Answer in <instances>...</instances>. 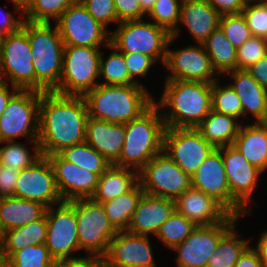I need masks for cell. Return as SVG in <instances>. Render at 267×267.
Returning <instances> with one entry per match:
<instances>
[{"label":"cell","instance_id":"obj_22","mask_svg":"<svg viewBox=\"0 0 267 267\" xmlns=\"http://www.w3.org/2000/svg\"><path fill=\"white\" fill-rule=\"evenodd\" d=\"M175 211V200L143 194L134 211L127 232L155 236L162 224Z\"/></svg>","mask_w":267,"mask_h":267},{"label":"cell","instance_id":"obj_14","mask_svg":"<svg viewBox=\"0 0 267 267\" xmlns=\"http://www.w3.org/2000/svg\"><path fill=\"white\" fill-rule=\"evenodd\" d=\"M241 217L229 214L222 222L213 225H197L192 233L172 251L177 267H206L209 256L214 254L220 239Z\"/></svg>","mask_w":267,"mask_h":267},{"label":"cell","instance_id":"obj_47","mask_svg":"<svg viewBox=\"0 0 267 267\" xmlns=\"http://www.w3.org/2000/svg\"><path fill=\"white\" fill-rule=\"evenodd\" d=\"M124 59L128 68V72L130 75V78L139 85H143L142 81L140 83L138 77L145 78L147 75H149V70H151L152 66L157 65L151 57L147 55H142L138 53H127L123 54Z\"/></svg>","mask_w":267,"mask_h":267},{"label":"cell","instance_id":"obj_29","mask_svg":"<svg viewBox=\"0 0 267 267\" xmlns=\"http://www.w3.org/2000/svg\"><path fill=\"white\" fill-rule=\"evenodd\" d=\"M139 182V172L134 169L111 165L99 176L94 201L103 203L130 191Z\"/></svg>","mask_w":267,"mask_h":267},{"label":"cell","instance_id":"obj_39","mask_svg":"<svg viewBox=\"0 0 267 267\" xmlns=\"http://www.w3.org/2000/svg\"><path fill=\"white\" fill-rule=\"evenodd\" d=\"M183 0H156L154 7L147 14L157 26L163 27L171 37L180 36L179 25L181 4Z\"/></svg>","mask_w":267,"mask_h":267},{"label":"cell","instance_id":"obj_35","mask_svg":"<svg viewBox=\"0 0 267 267\" xmlns=\"http://www.w3.org/2000/svg\"><path fill=\"white\" fill-rule=\"evenodd\" d=\"M33 145L31 150L26 146ZM4 144V145H1ZM0 164L13 170L21 171L31 166L42 155L38 141H27L26 143L18 141L0 142ZM33 150V152H31Z\"/></svg>","mask_w":267,"mask_h":267},{"label":"cell","instance_id":"obj_3","mask_svg":"<svg viewBox=\"0 0 267 267\" xmlns=\"http://www.w3.org/2000/svg\"><path fill=\"white\" fill-rule=\"evenodd\" d=\"M89 117L113 124H126L139 117L155 97L145 86L97 85L84 96Z\"/></svg>","mask_w":267,"mask_h":267},{"label":"cell","instance_id":"obj_25","mask_svg":"<svg viewBox=\"0 0 267 267\" xmlns=\"http://www.w3.org/2000/svg\"><path fill=\"white\" fill-rule=\"evenodd\" d=\"M221 15L206 0H183L180 21L194 43H203L220 26Z\"/></svg>","mask_w":267,"mask_h":267},{"label":"cell","instance_id":"obj_1","mask_svg":"<svg viewBox=\"0 0 267 267\" xmlns=\"http://www.w3.org/2000/svg\"><path fill=\"white\" fill-rule=\"evenodd\" d=\"M88 108L83 96L41 92L38 143L42 156L85 142Z\"/></svg>","mask_w":267,"mask_h":267},{"label":"cell","instance_id":"obj_8","mask_svg":"<svg viewBox=\"0 0 267 267\" xmlns=\"http://www.w3.org/2000/svg\"><path fill=\"white\" fill-rule=\"evenodd\" d=\"M74 210L80 250L86 251V257L103 258L118 231L110 223L102 203L92 198L75 199Z\"/></svg>","mask_w":267,"mask_h":267},{"label":"cell","instance_id":"obj_31","mask_svg":"<svg viewBox=\"0 0 267 267\" xmlns=\"http://www.w3.org/2000/svg\"><path fill=\"white\" fill-rule=\"evenodd\" d=\"M203 45L210 57L212 68L220 77L237 69V50L220 27L208 36Z\"/></svg>","mask_w":267,"mask_h":267},{"label":"cell","instance_id":"obj_43","mask_svg":"<svg viewBox=\"0 0 267 267\" xmlns=\"http://www.w3.org/2000/svg\"><path fill=\"white\" fill-rule=\"evenodd\" d=\"M219 27L236 50L252 36L242 14L222 15Z\"/></svg>","mask_w":267,"mask_h":267},{"label":"cell","instance_id":"obj_54","mask_svg":"<svg viewBox=\"0 0 267 267\" xmlns=\"http://www.w3.org/2000/svg\"><path fill=\"white\" fill-rule=\"evenodd\" d=\"M234 267H264V264L250 245L237 260Z\"/></svg>","mask_w":267,"mask_h":267},{"label":"cell","instance_id":"obj_40","mask_svg":"<svg viewBox=\"0 0 267 267\" xmlns=\"http://www.w3.org/2000/svg\"><path fill=\"white\" fill-rule=\"evenodd\" d=\"M79 0H32L23 11L25 21L32 23L55 22L63 12Z\"/></svg>","mask_w":267,"mask_h":267},{"label":"cell","instance_id":"obj_49","mask_svg":"<svg viewBox=\"0 0 267 267\" xmlns=\"http://www.w3.org/2000/svg\"><path fill=\"white\" fill-rule=\"evenodd\" d=\"M18 176V170L0 164V198L14 196Z\"/></svg>","mask_w":267,"mask_h":267},{"label":"cell","instance_id":"obj_57","mask_svg":"<svg viewBox=\"0 0 267 267\" xmlns=\"http://www.w3.org/2000/svg\"><path fill=\"white\" fill-rule=\"evenodd\" d=\"M32 0H10V2L14 6L15 13L23 16V11L27 8V6L31 3Z\"/></svg>","mask_w":267,"mask_h":267},{"label":"cell","instance_id":"obj_61","mask_svg":"<svg viewBox=\"0 0 267 267\" xmlns=\"http://www.w3.org/2000/svg\"><path fill=\"white\" fill-rule=\"evenodd\" d=\"M4 234L3 226L1 224V219H0V235Z\"/></svg>","mask_w":267,"mask_h":267},{"label":"cell","instance_id":"obj_16","mask_svg":"<svg viewBox=\"0 0 267 267\" xmlns=\"http://www.w3.org/2000/svg\"><path fill=\"white\" fill-rule=\"evenodd\" d=\"M215 149L195 128H166L165 152L190 177Z\"/></svg>","mask_w":267,"mask_h":267},{"label":"cell","instance_id":"obj_53","mask_svg":"<svg viewBox=\"0 0 267 267\" xmlns=\"http://www.w3.org/2000/svg\"><path fill=\"white\" fill-rule=\"evenodd\" d=\"M56 267H106L101 257H85L78 260L58 262Z\"/></svg>","mask_w":267,"mask_h":267},{"label":"cell","instance_id":"obj_50","mask_svg":"<svg viewBox=\"0 0 267 267\" xmlns=\"http://www.w3.org/2000/svg\"><path fill=\"white\" fill-rule=\"evenodd\" d=\"M24 21L23 16L17 18L11 11L0 8V36L16 32Z\"/></svg>","mask_w":267,"mask_h":267},{"label":"cell","instance_id":"obj_44","mask_svg":"<svg viewBox=\"0 0 267 267\" xmlns=\"http://www.w3.org/2000/svg\"><path fill=\"white\" fill-rule=\"evenodd\" d=\"M267 55V39L251 36L237 49V69L247 70Z\"/></svg>","mask_w":267,"mask_h":267},{"label":"cell","instance_id":"obj_15","mask_svg":"<svg viewBox=\"0 0 267 267\" xmlns=\"http://www.w3.org/2000/svg\"><path fill=\"white\" fill-rule=\"evenodd\" d=\"M175 41V38L170 37L167 44L164 68L168 70L169 74L165 80L213 83L220 77L212 68L210 57L203 43L173 50L170 46Z\"/></svg>","mask_w":267,"mask_h":267},{"label":"cell","instance_id":"obj_26","mask_svg":"<svg viewBox=\"0 0 267 267\" xmlns=\"http://www.w3.org/2000/svg\"><path fill=\"white\" fill-rule=\"evenodd\" d=\"M85 141L113 165L122 153L125 125L88 117Z\"/></svg>","mask_w":267,"mask_h":267},{"label":"cell","instance_id":"obj_12","mask_svg":"<svg viewBox=\"0 0 267 267\" xmlns=\"http://www.w3.org/2000/svg\"><path fill=\"white\" fill-rule=\"evenodd\" d=\"M139 182L145 194L173 200L191 187V177L163 151L139 172Z\"/></svg>","mask_w":267,"mask_h":267},{"label":"cell","instance_id":"obj_36","mask_svg":"<svg viewBox=\"0 0 267 267\" xmlns=\"http://www.w3.org/2000/svg\"><path fill=\"white\" fill-rule=\"evenodd\" d=\"M111 50L107 58L101 51L99 82L102 85H132L136 84L129 75L123 53L119 52L113 45L107 46ZM106 58V59H105Z\"/></svg>","mask_w":267,"mask_h":267},{"label":"cell","instance_id":"obj_59","mask_svg":"<svg viewBox=\"0 0 267 267\" xmlns=\"http://www.w3.org/2000/svg\"><path fill=\"white\" fill-rule=\"evenodd\" d=\"M140 1V6L142 10L148 14L150 10L154 7L155 1L156 0H139Z\"/></svg>","mask_w":267,"mask_h":267},{"label":"cell","instance_id":"obj_58","mask_svg":"<svg viewBox=\"0 0 267 267\" xmlns=\"http://www.w3.org/2000/svg\"><path fill=\"white\" fill-rule=\"evenodd\" d=\"M0 267H8V257L6 254L3 235H0Z\"/></svg>","mask_w":267,"mask_h":267},{"label":"cell","instance_id":"obj_34","mask_svg":"<svg viewBox=\"0 0 267 267\" xmlns=\"http://www.w3.org/2000/svg\"><path fill=\"white\" fill-rule=\"evenodd\" d=\"M235 224L219 241L214 254H211L206 267H234L243 252L251 245L250 238L238 236Z\"/></svg>","mask_w":267,"mask_h":267},{"label":"cell","instance_id":"obj_2","mask_svg":"<svg viewBox=\"0 0 267 267\" xmlns=\"http://www.w3.org/2000/svg\"><path fill=\"white\" fill-rule=\"evenodd\" d=\"M159 107L166 128H196L212 111V83L164 80Z\"/></svg>","mask_w":267,"mask_h":267},{"label":"cell","instance_id":"obj_27","mask_svg":"<svg viewBox=\"0 0 267 267\" xmlns=\"http://www.w3.org/2000/svg\"><path fill=\"white\" fill-rule=\"evenodd\" d=\"M243 123L233 142L248 162L263 173L267 171V122Z\"/></svg>","mask_w":267,"mask_h":267},{"label":"cell","instance_id":"obj_62","mask_svg":"<svg viewBox=\"0 0 267 267\" xmlns=\"http://www.w3.org/2000/svg\"><path fill=\"white\" fill-rule=\"evenodd\" d=\"M262 4L265 6V8L267 9V0H263Z\"/></svg>","mask_w":267,"mask_h":267},{"label":"cell","instance_id":"obj_38","mask_svg":"<svg viewBox=\"0 0 267 267\" xmlns=\"http://www.w3.org/2000/svg\"><path fill=\"white\" fill-rule=\"evenodd\" d=\"M196 226L194 222L175 210L159 228L155 237L159 239L166 248L172 250L182 243Z\"/></svg>","mask_w":267,"mask_h":267},{"label":"cell","instance_id":"obj_28","mask_svg":"<svg viewBox=\"0 0 267 267\" xmlns=\"http://www.w3.org/2000/svg\"><path fill=\"white\" fill-rule=\"evenodd\" d=\"M47 207L40 202L15 196L0 198V219L4 232L41 219Z\"/></svg>","mask_w":267,"mask_h":267},{"label":"cell","instance_id":"obj_9","mask_svg":"<svg viewBox=\"0 0 267 267\" xmlns=\"http://www.w3.org/2000/svg\"><path fill=\"white\" fill-rule=\"evenodd\" d=\"M32 56L28 34L22 26L0 36V80L19 90H35Z\"/></svg>","mask_w":267,"mask_h":267},{"label":"cell","instance_id":"obj_51","mask_svg":"<svg viewBox=\"0 0 267 267\" xmlns=\"http://www.w3.org/2000/svg\"><path fill=\"white\" fill-rule=\"evenodd\" d=\"M222 15L241 14L245 7L243 0H206Z\"/></svg>","mask_w":267,"mask_h":267},{"label":"cell","instance_id":"obj_42","mask_svg":"<svg viewBox=\"0 0 267 267\" xmlns=\"http://www.w3.org/2000/svg\"><path fill=\"white\" fill-rule=\"evenodd\" d=\"M46 244L30 245L16 251L8 259V267H56Z\"/></svg>","mask_w":267,"mask_h":267},{"label":"cell","instance_id":"obj_7","mask_svg":"<svg viewBox=\"0 0 267 267\" xmlns=\"http://www.w3.org/2000/svg\"><path fill=\"white\" fill-rule=\"evenodd\" d=\"M102 48L65 46L58 88L62 95L84 96L99 85Z\"/></svg>","mask_w":267,"mask_h":267},{"label":"cell","instance_id":"obj_33","mask_svg":"<svg viewBox=\"0 0 267 267\" xmlns=\"http://www.w3.org/2000/svg\"><path fill=\"white\" fill-rule=\"evenodd\" d=\"M47 236L46 214L39 220L4 232L3 239L8 259L26 246L44 244Z\"/></svg>","mask_w":267,"mask_h":267},{"label":"cell","instance_id":"obj_32","mask_svg":"<svg viewBox=\"0 0 267 267\" xmlns=\"http://www.w3.org/2000/svg\"><path fill=\"white\" fill-rule=\"evenodd\" d=\"M143 194L144 191L138 182L130 191L102 203L110 223L117 231H127Z\"/></svg>","mask_w":267,"mask_h":267},{"label":"cell","instance_id":"obj_19","mask_svg":"<svg viewBox=\"0 0 267 267\" xmlns=\"http://www.w3.org/2000/svg\"><path fill=\"white\" fill-rule=\"evenodd\" d=\"M222 153L227 181L231 196L251 214L250 206L254 202L253 193L258 187L263 172L250 164L242 153L233 145L218 148Z\"/></svg>","mask_w":267,"mask_h":267},{"label":"cell","instance_id":"obj_17","mask_svg":"<svg viewBox=\"0 0 267 267\" xmlns=\"http://www.w3.org/2000/svg\"><path fill=\"white\" fill-rule=\"evenodd\" d=\"M191 187L212 196L230 214L239 217L250 214L231 196L222 153L218 148L208 155L191 176Z\"/></svg>","mask_w":267,"mask_h":267},{"label":"cell","instance_id":"obj_18","mask_svg":"<svg viewBox=\"0 0 267 267\" xmlns=\"http://www.w3.org/2000/svg\"><path fill=\"white\" fill-rule=\"evenodd\" d=\"M14 196L40 202L47 208L63 202L47 156H41L31 166L19 171Z\"/></svg>","mask_w":267,"mask_h":267},{"label":"cell","instance_id":"obj_55","mask_svg":"<svg viewBox=\"0 0 267 267\" xmlns=\"http://www.w3.org/2000/svg\"><path fill=\"white\" fill-rule=\"evenodd\" d=\"M0 80V116L3 115L8 101L19 90L17 87Z\"/></svg>","mask_w":267,"mask_h":267},{"label":"cell","instance_id":"obj_41","mask_svg":"<svg viewBox=\"0 0 267 267\" xmlns=\"http://www.w3.org/2000/svg\"><path fill=\"white\" fill-rule=\"evenodd\" d=\"M221 82L219 77L212 83V110L234 117L243 124L244 122L241 121L243 108L240 98L229 84L222 85Z\"/></svg>","mask_w":267,"mask_h":267},{"label":"cell","instance_id":"obj_4","mask_svg":"<svg viewBox=\"0 0 267 267\" xmlns=\"http://www.w3.org/2000/svg\"><path fill=\"white\" fill-rule=\"evenodd\" d=\"M125 125L120 158L113 164L140 172L147 162L163 151L166 129L159 107L153 103L139 117Z\"/></svg>","mask_w":267,"mask_h":267},{"label":"cell","instance_id":"obj_30","mask_svg":"<svg viewBox=\"0 0 267 267\" xmlns=\"http://www.w3.org/2000/svg\"><path fill=\"white\" fill-rule=\"evenodd\" d=\"M242 123L231 116L212 110L195 128L215 148L232 145Z\"/></svg>","mask_w":267,"mask_h":267},{"label":"cell","instance_id":"obj_46","mask_svg":"<svg viewBox=\"0 0 267 267\" xmlns=\"http://www.w3.org/2000/svg\"><path fill=\"white\" fill-rule=\"evenodd\" d=\"M241 14L252 36L267 39V9L262 3L245 5Z\"/></svg>","mask_w":267,"mask_h":267},{"label":"cell","instance_id":"obj_52","mask_svg":"<svg viewBox=\"0 0 267 267\" xmlns=\"http://www.w3.org/2000/svg\"><path fill=\"white\" fill-rule=\"evenodd\" d=\"M262 87L267 90V55L246 70Z\"/></svg>","mask_w":267,"mask_h":267},{"label":"cell","instance_id":"obj_48","mask_svg":"<svg viewBox=\"0 0 267 267\" xmlns=\"http://www.w3.org/2000/svg\"><path fill=\"white\" fill-rule=\"evenodd\" d=\"M117 13L118 22L128 20H141L147 17V14L142 10L139 0H113Z\"/></svg>","mask_w":267,"mask_h":267},{"label":"cell","instance_id":"obj_11","mask_svg":"<svg viewBox=\"0 0 267 267\" xmlns=\"http://www.w3.org/2000/svg\"><path fill=\"white\" fill-rule=\"evenodd\" d=\"M45 214L47 219L45 244L55 261L58 263L84 258L78 253L81 250L78 240L74 200L63 201L54 205V207L51 206L47 208ZM76 252L77 255H75Z\"/></svg>","mask_w":267,"mask_h":267},{"label":"cell","instance_id":"obj_60","mask_svg":"<svg viewBox=\"0 0 267 267\" xmlns=\"http://www.w3.org/2000/svg\"><path fill=\"white\" fill-rule=\"evenodd\" d=\"M245 5L248 4H261L263 2V0H243Z\"/></svg>","mask_w":267,"mask_h":267},{"label":"cell","instance_id":"obj_45","mask_svg":"<svg viewBox=\"0 0 267 267\" xmlns=\"http://www.w3.org/2000/svg\"><path fill=\"white\" fill-rule=\"evenodd\" d=\"M89 14L109 32V24H119L113 0H79Z\"/></svg>","mask_w":267,"mask_h":267},{"label":"cell","instance_id":"obj_21","mask_svg":"<svg viewBox=\"0 0 267 267\" xmlns=\"http://www.w3.org/2000/svg\"><path fill=\"white\" fill-rule=\"evenodd\" d=\"M54 170L57 189L63 201L91 198L97 188L99 176L72 162L59 153L47 156Z\"/></svg>","mask_w":267,"mask_h":267},{"label":"cell","instance_id":"obj_56","mask_svg":"<svg viewBox=\"0 0 267 267\" xmlns=\"http://www.w3.org/2000/svg\"><path fill=\"white\" fill-rule=\"evenodd\" d=\"M261 233H259L260 235L257 239L258 241L256 242V244L254 246L252 244L251 247L258 254V257L264 264V267H267V230L265 229Z\"/></svg>","mask_w":267,"mask_h":267},{"label":"cell","instance_id":"obj_37","mask_svg":"<svg viewBox=\"0 0 267 267\" xmlns=\"http://www.w3.org/2000/svg\"><path fill=\"white\" fill-rule=\"evenodd\" d=\"M59 154L65 160L96 173L98 176L112 165L86 141L64 148Z\"/></svg>","mask_w":267,"mask_h":267},{"label":"cell","instance_id":"obj_24","mask_svg":"<svg viewBox=\"0 0 267 267\" xmlns=\"http://www.w3.org/2000/svg\"><path fill=\"white\" fill-rule=\"evenodd\" d=\"M230 76L228 83L241 100L243 120L248 117L255 122H267V90L262 87L246 70H231L223 76ZM248 114V115H247Z\"/></svg>","mask_w":267,"mask_h":267},{"label":"cell","instance_id":"obj_6","mask_svg":"<svg viewBox=\"0 0 267 267\" xmlns=\"http://www.w3.org/2000/svg\"><path fill=\"white\" fill-rule=\"evenodd\" d=\"M116 26L110 32V44L119 52L147 55L164 66L171 34L163 27L143 19L123 21Z\"/></svg>","mask_w":267,"mask_h":267},{"label":"cell","instance_id":"obj_20","mask_svg":"<svg viewBox=\"0 0 267 267\" xmlns=\"http://www.w3.org/2000/svg\"><path fill=\"white\" fill-rule=\"evenodd\" d=\"M149 236L118 231L103 257L106 267H157Z\"/></svg>","mask_w":267,"mask_h":267},{"label":"cell","instance_id":"obj_10","mask_svg":"<svg viewBox=\"0 0 267 267\" xmlns=\"http://www.w3.org/2000/svg\"><path fill=\"white\" fill-rule=\"evenodd\" d=\"M41 92L18 90L8 101L0 116V142L16 141L20 137L38 141Z\"/></svg>","mask_w":267,"mask_h":267},{"label":"cell","instance_id":"obj_23","mask_svg":"<svg viewBox=\"0 0 267 267\" xmlns=\"http://www.w3.org/2000/svg\"><path fill=\"white\" fill-rule=\"evenodd\" d=\"M175 210L196 225L218 224L230 214L212 196L193 187L175 200Z\"/></svg>","mask_w":267,"mask_h":267},{"label":"cell","instance_id":"obj_13","mask_svg":"<svg viewBox=\"0 0 267 267\" xmlns=\"http://www.w3.org/2000/svg\"><path fill=\"white\" fill-rule=\"evenodd\" d=\"M65 46L107 48L110 32L94 19L80 1L69 6L55 21Z\"/></svg>","mask_w":267,"mask_h":267},{"label":"cell","instance_id":"obj_5","mask_svg":"<svg viewBox=\"0 0 267 267\" xmlns=\"http://www.w3.org/2000/svg\"><path fill=\"white\" fill-rule=\"evenodd\" d=\"M53 24L25 20L22 23L31 44L35 90L40 92H54L61 78L65 45L57 26Z\"/></svg>","mask_w":267,"mask_h":267}]
</instances>
